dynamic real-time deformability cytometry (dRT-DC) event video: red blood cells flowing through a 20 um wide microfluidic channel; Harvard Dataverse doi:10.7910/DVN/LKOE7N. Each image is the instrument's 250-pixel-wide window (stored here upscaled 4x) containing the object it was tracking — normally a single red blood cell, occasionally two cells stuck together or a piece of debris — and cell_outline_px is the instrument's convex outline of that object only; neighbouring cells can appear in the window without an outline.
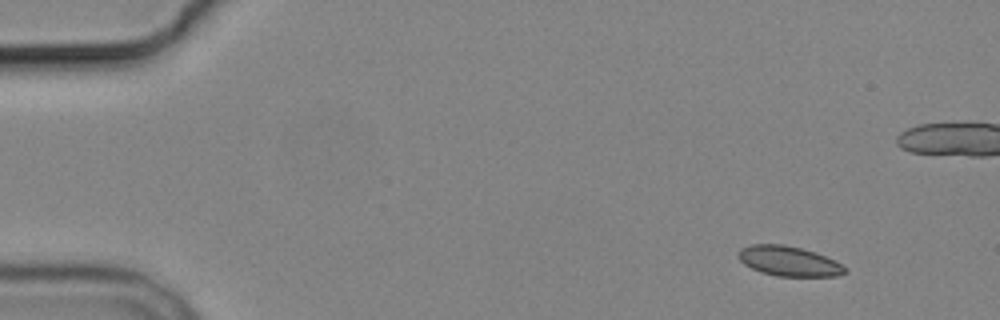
{"species": "common noctule bat (a hibernating species)", "species_latin": "Nyctalus noctula", "temperature_condition": "cold", "stored_images_in_passage": 5, "camera_frame_rate_fps": 3000, "um_per_image_px": 0.085, "animal": {"sex": "male", "body_mass_g": 19.2, "forearm_length_mm": 51.8}, "frame": {"image": 1, "passage_image": 1, "time_ms": 0.0, "image_size_px": [1000, 320], "cell_outline_px": [[848, 272], [836, 276], [776, 276], [760, 272], [744, 264], [740, 260], [740, 248], [752, 244], [784, 244], [800, 248], [824, 256], [848, 268]], "centroid_in_image_um": [67.05, 22.2], "position_along_channel_um": 18.0, "area_um2": 18.32}}